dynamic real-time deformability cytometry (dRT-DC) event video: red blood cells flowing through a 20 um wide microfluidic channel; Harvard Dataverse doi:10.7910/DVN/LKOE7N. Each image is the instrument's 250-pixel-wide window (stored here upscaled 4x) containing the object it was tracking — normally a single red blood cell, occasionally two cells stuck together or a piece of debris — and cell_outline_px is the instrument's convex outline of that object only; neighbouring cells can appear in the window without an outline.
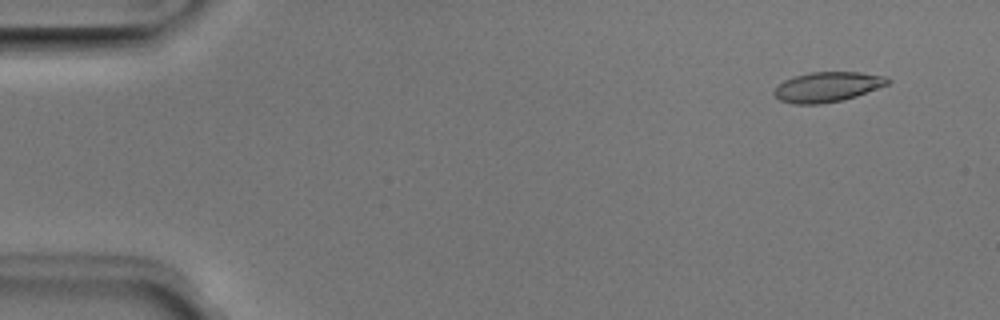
{"species": "Egyptian fruit bat (a non-hibernating species)", "species_latin": "Rousettus aegyptiacus", "temperature_condition": "room temperature", "stored_images_in_passage": 51, "camera_frame_rate_fps": 3000, "um_per_image_px": 0.085, "animal": {"sex": "male"}, "frame": {"image": 1, "passage_image": 4, "time_ms": 1.0, "image_size_px": [1000, 320], "cell_outline_px": [[892, 80], [888, 84], [856, 96], [840, 100], [820, 104], [792, 104], [780, 100], [772, 92], [784, 80], [796, 76], [812, 72], [860, 72], [884, 76]], "centroid_in_image_um": [70.33, 7.38], "position_along_channel_um": 14.7, "area_um2": 19.59}}
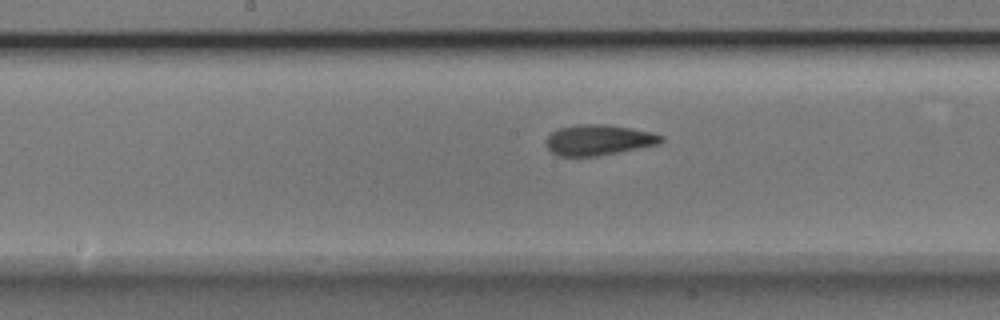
{"frame": {"image": 2, "passage_image": 26, "time_ms": 8.333, "image_size_px": [1000, 320], "cell_outline_px": [[664, 140], [656, 144], [600, 156], [556, 156], [544, 144], [548, 136], [552, 132], [560, 128], [576, 124], [608, 124], [652, 132], [664, 136]], "centroid_in_image_um": [50.85, 11.89], "position_along_channel_um": 197.4, "area_um2": 20.52}}
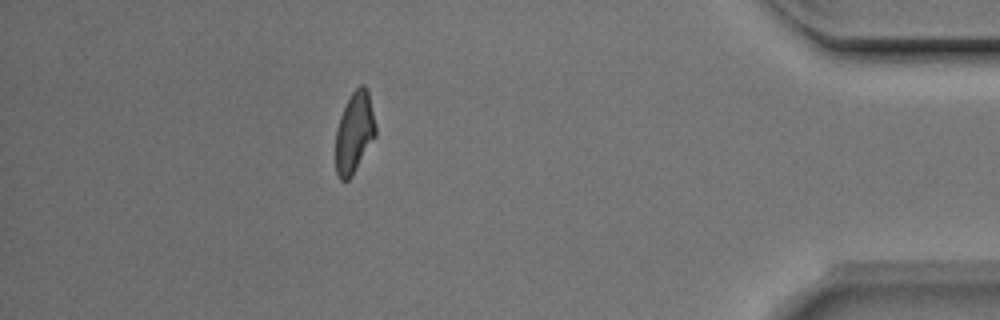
{"frame": {"image": 3, "passage_image": 45, "time_ms": 14.667, "image_size_px": [1000, 320], "cell_outline_px": [[376, 136], [352, 176], [348, 180], [340, 180], [336, 172], [336, 128], [340, 116], [352, 92], [360, 84], [364, 84], [368, 88], [376, 128]], "centroid_in_image_um": [30.13, 11.26], "position_along_channel_um": 405.1, "area_um2": 18.9}, "authors_computed_cell_mechanics": {"area_um2": 20.0566, "velocity_mm_per_s": 4.0184, "shape_relaxation_time_tau1_ms": 5.8264, "shape_relaxation_time_tau2_ms": 2.4169, "deformation_change_tau1": 0.1623, "deformation_change_tau2": 0.0937}}